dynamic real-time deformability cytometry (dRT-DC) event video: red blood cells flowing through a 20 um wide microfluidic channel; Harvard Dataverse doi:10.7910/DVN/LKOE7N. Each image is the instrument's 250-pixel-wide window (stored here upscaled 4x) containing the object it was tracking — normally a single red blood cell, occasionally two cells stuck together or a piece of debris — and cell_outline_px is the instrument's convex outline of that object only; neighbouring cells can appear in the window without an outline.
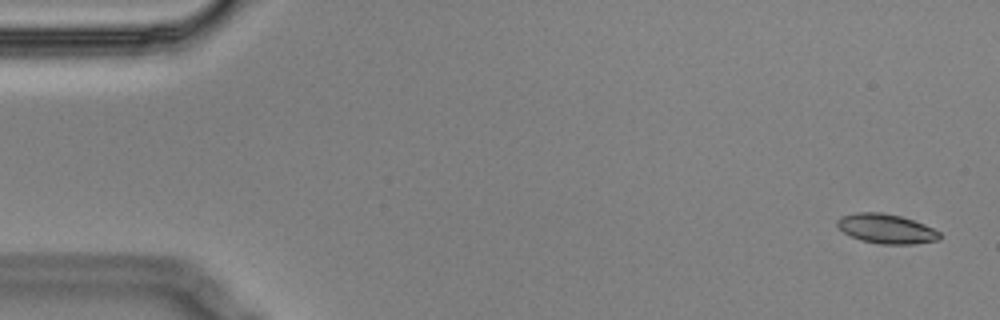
{"species": "Egyptian fruit bat (a non-hibernating species)", "species_latin": "Rousettus aegyptiacus", "temperature_condition": "cold", "stored_images_in_passage": 5, "camera_frame_rate_fps": 3000, "um_per_image_px": 0.085, "animal": {"sex": "male"}, "frame": {"image": 1, "passage_image": 1, "time_ms": 0.0, "image_size_px": [1000, 320], "cell_outline_px": [[940, 240], [912, 244], [880, 244], [860, 240], [844, 232], [836, 224], [836, 220], [840, 216], [856, 212], [880, 212], [900, 216], [924, 224], [940, 232]], "centroid_in_image_um": [75.32, 19.44], "position_along_channel_um": 9.7, "area_um2": 17.57}}